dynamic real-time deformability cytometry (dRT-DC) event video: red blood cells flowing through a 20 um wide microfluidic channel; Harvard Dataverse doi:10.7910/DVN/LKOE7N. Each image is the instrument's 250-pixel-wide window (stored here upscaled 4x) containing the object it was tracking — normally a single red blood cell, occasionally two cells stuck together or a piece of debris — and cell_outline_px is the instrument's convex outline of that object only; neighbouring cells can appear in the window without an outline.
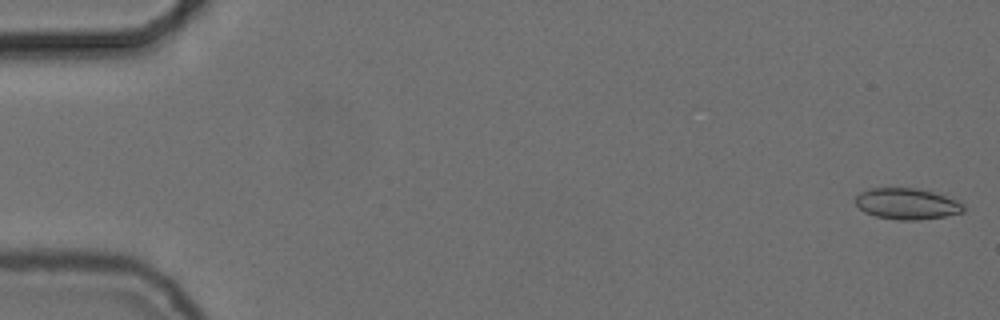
{"species": "common noctule bat (a hibernating species)", "species_latin": "Nyctalus noctula", "temperature_condition": "cold", "stored_images_in_passage": 17, "camera_frame_rate_fps": 3000, "um_per_image_px": 0.085, "animal": {"sex": "female", "body_mass_g": 24.6, "forearm_length_mm": 56.2}, "frame": {"image": 1, "passage_image": 1, "time_ms": 0.0, "image_size_px": [1000, 320], "cell_outline_px": [[964, 212], [944, 216], [920, 220], [900, 220], [876, 216], [864, 212], [856, 204], [856, 196], [860, 192], [868, 188], [916, 188], [944, 192], [964, 204]], "centroid_in_image_um": [77.16, 17.3], "position_along_channel_um": 7.8, "area_um2": 20.06}}
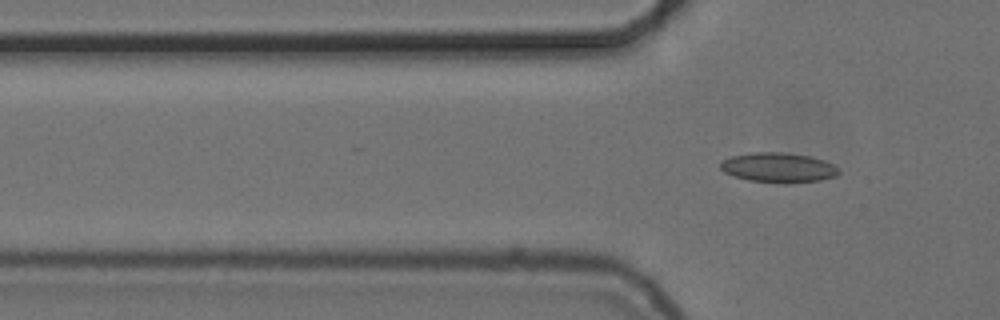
{"frame": {"image": 2, "passage_image": 17, "time_ms": 5.333, "image_size_px": [1000, 320], "cell_outline_px": [[840, 172], [836, 176], [820, 180], [788, 184], [748, 180], [732, 176], [724, 172], [720, 168], [720, 164], [724, 160], [732, 156], [752, 152], [780, 152], [812, 156], [824, 160], [832, 164]], "centroid_in_image_um": [66.16, 14.25], "position_along_channel_um": 59.6, "area_um2": 20.63}}